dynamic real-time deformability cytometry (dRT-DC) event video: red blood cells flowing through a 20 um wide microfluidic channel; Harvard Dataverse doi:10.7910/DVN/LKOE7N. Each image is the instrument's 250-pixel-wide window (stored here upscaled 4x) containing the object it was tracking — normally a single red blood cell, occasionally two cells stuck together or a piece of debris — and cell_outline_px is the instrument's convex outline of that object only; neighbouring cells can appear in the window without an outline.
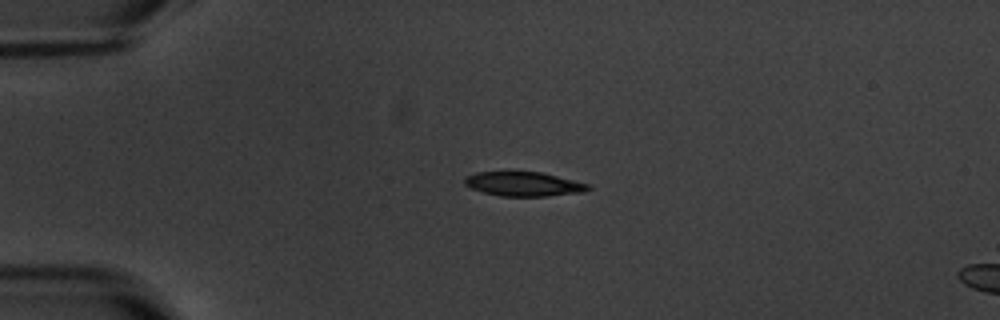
{"species": "common noctule bat (a hibernating species)", "species_latin": "Nyctalus noctula", "temperature_condition": "warm", "stored_images_in_passage": 3, "segment_of_instrument_passage": [1, 2], "camera_frame_rate_fps": 3000, "um_per_image_px": 0.085, "animal": {"sex": "male", "body_mass_g": 20.1, "forearm_length_mm": 53.5}, "frame": {"image": 1, "passage_image": 1, "time_ms": 0.0, "image_size_px": [1000, 320], "cell_outline_px": [[592, 188], [584, 192], [544, 196], [500, 196], [484, 192], [472, 188], [464, 184], [464, 176], [476, 172], [540, 172], [588, 184]], "centroid_in_image_um": [44.48, 15.64], "position_along_channel_um": 40.5, "area_um2": 17.28}}